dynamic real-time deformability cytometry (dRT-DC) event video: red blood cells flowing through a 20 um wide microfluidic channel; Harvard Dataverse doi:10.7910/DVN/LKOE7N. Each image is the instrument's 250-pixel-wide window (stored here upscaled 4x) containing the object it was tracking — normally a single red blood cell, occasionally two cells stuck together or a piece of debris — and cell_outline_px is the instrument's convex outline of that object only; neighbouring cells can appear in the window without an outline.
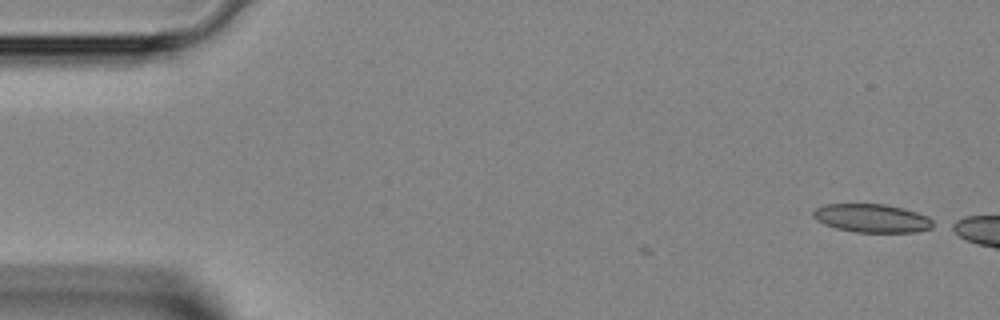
{"species": "Egyptian fruit bat (a non-hibernating species)", "species_latin": "Rousettus aegyptiacus", "temperature_condition": "room temperature", "stored_images_in_passage": 6, "camera_frame_rate_fps": 3000, "um_per_image_px": 0.085, "animal": {"sex": "female"}, "frame": {"image": 1, "passage_image": 1, "time_ms": 0.0, "image_size_px": [1000, 320], "cell_outline_px": [[940, 224], [932, 228], [916, 232], [856, 232], [836, 228], [824, 224], [816, 220], [812, 216], [812, 212], [816, 208], [824, 204], [884, 204], [904, 208], [928, 216]], "centroid_in_image_um": [74.17, 18.55], "position_along_channel_um": 10.8, "area_um2": 20.17}}